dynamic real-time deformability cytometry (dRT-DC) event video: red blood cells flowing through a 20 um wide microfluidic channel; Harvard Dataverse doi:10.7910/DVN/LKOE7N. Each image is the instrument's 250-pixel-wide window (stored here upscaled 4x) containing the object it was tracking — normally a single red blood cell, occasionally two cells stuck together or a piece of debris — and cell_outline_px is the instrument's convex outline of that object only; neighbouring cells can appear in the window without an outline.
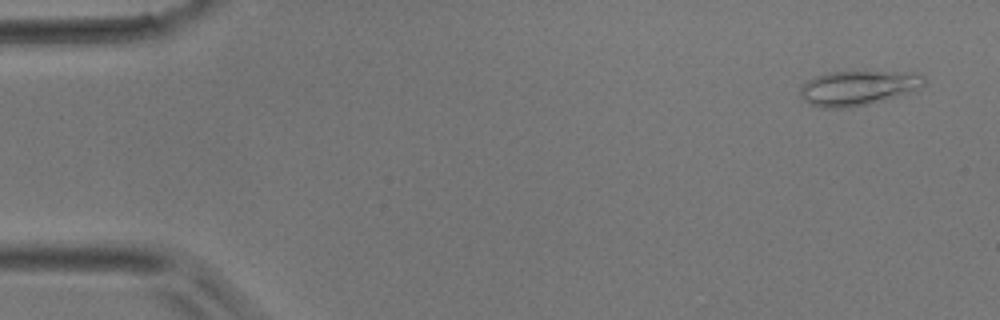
{"species": "common noctule bat (a hibernating species)", "species_latin": "Nyctalus noctula", "temperature_condition": "room temperature", "stored_images_in_passage": 3, "camera_frame_rate_fps": 3000, "um_per_image_px": 0.085, "animal": {"sex": "male", "body_mass_g": 17.9}, "frame": {"image": 1, "passage_image": 1, "time_ms": 0.0, "image_size_px": [1000, 320], "cell_outline_px": [[928, 80], [920, 88], [908, 92], [868, 104], [848, 108], [820, 108], [808, 104], [800, 96], [800, 88], [808, 80], [816, 76], [828, 72], [920, 72]], "centroid_in_image_um": [72.93, 7.47], "position_along_channel_um": 12.1, "area_um2": 25.09}}